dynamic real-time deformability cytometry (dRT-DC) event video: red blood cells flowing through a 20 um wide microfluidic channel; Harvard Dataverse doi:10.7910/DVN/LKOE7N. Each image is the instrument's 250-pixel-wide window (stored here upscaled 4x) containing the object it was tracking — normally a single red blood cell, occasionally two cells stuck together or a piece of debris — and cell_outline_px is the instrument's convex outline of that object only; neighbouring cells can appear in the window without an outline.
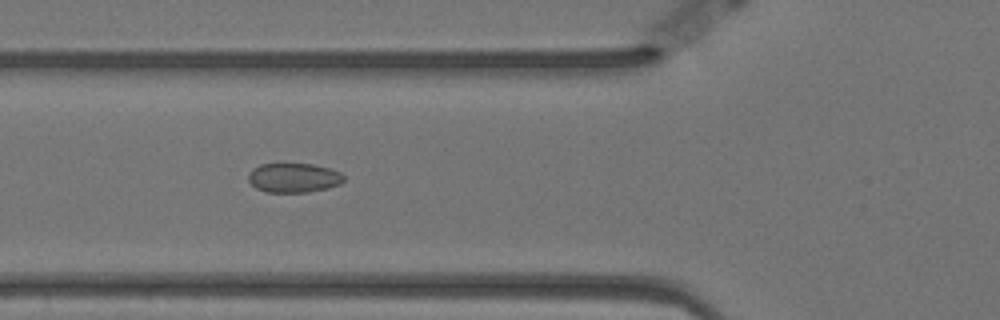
{"species": "Egyptian fruit bat (a non-hibernating species)", "species_latin": "Rousettus aegyptiacus", "temperature_condition": "warm", "stored_images_in_passage": 54, "camera_frame_rate_fps": 3000, "um_per_image_px": 0.085, "animal": {"sex": "female"}, "frame": {"image": 1, "passage_image": 17, "time_ms": 5.333, "image_size_px": [1000, 320], "cell_outline_px": [[344, 180], [340, 184], [328, 188], [308, 192], [268, 192], [256, 188], [248, 180], [248, 176], [252, 168], [260, 164], [312, 164], [328, 168], [340, 172], [344, 176]], "centroid_in_image_um": [24.96, 15.11], "position_along_channel_um": 100.8, "area_um2": 16.3}}
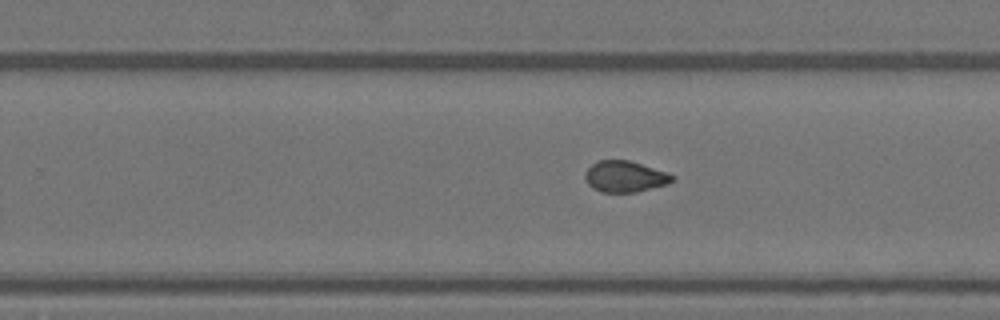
{"frame": {"image": 2, "passage_image": 32, "time_ms": 10.333, "image_size_px": [1000, 320], "cell_outline_px": [[676, 176], [668, 184], [636, 192], [600, 192], [592, 188], [588, 184], [584, 176], [584, 172], [592, 164], [600, 160], [628, 160], [668, 172]], "centroid_in_image_um": [53.11, 15.01], "position_along_channel_um": 276.7, "area_um2": 15.9}}
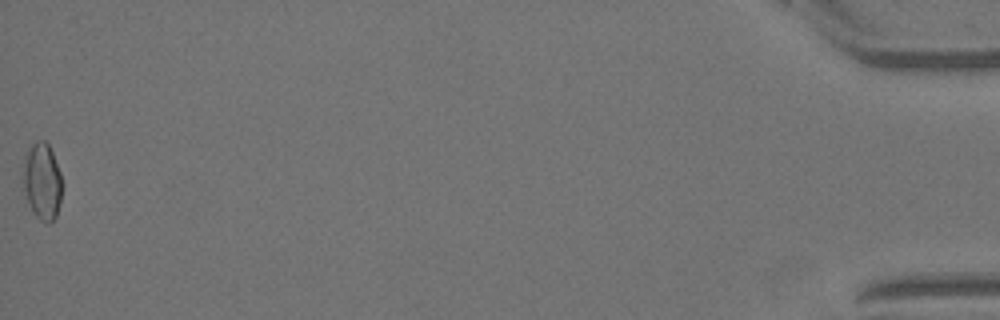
{"frame": {"image": 3, "passage_image": 54, "time_ms": 17.667, "image_size_px": [1000, 320], "cell_outline_px": [[60, 200], [56, 216], [48, 224], [40, 220], [32, 212], [24, 188], [24, 156], [32, 144], [36, 140], [44, 140], [48, 144], [52, 152], [60, 172]], "centroid_in_image_um": [3.58, 15.4], "position_along_channel_um": 431.6, "area_um2": 16.99}, "authors_computed_cell_mechanics": {"area_um2": 16.3285, "velocity_mm_per_s": 3.5224, "shape_relaxation_time_tau1_ms": 8.6291, "shape_relaxation_time_tau2_ms": 2.3837, "deformation_change_tau1": 0.0968, "deformation_change_tau2": 0.0502}}